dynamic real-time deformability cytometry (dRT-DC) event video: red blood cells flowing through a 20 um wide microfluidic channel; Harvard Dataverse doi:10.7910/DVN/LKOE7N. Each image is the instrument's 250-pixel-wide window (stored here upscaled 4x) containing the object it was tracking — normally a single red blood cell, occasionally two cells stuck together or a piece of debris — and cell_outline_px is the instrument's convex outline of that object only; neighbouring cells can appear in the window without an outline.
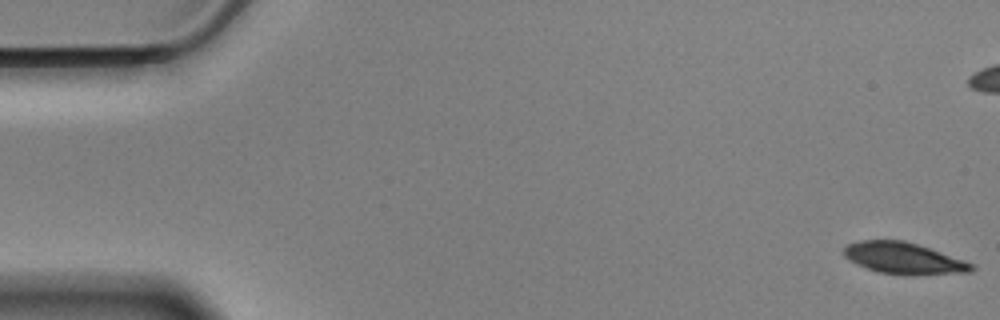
{"species": "Egyptian fruit bat (a non-hibernating species)", "species_latin": "Rousettus aegyptiacus", "temperature_condition": "cold", "stored_images_in_passage": 58, "camera_frame_rate_fps": 3000, "um_per_image_px": 0.085, "animal": {"sex": "male"}, "frame": {"image": 1, "passage_image": 1, "time_ms": 0.0, "image_size_px": [1000, 320], "cell_outline_px": [[976, 268], [972, 272], [916, 276], [912, 276], [880, 272], [856, 264], [848, 260], [844, 256], [844, 248], [848, 244], [860, 240], [904, 240], [976, 264]], "centroid_in_image_um": [76.86, 21.97], "position_along_channel_um": 8.1, "area_um2": 23.58}}
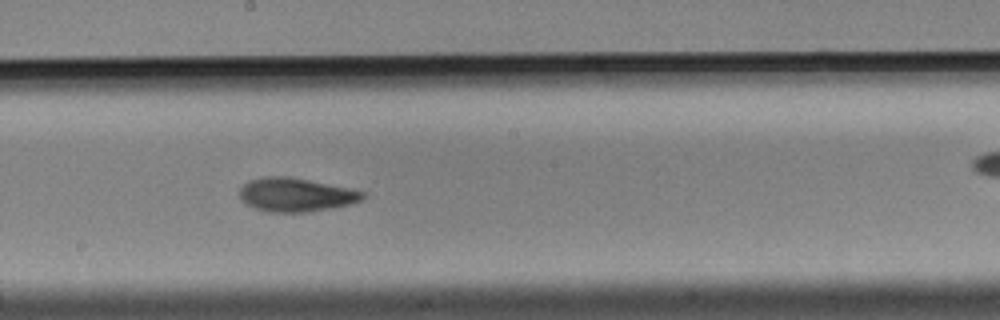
{"frame": {"image": 2, "passage_image": 31, "time_ms": 10.0, "image_size_px": [1000, 320], "cell_outline_px": [[364, 196], [360, 200], [352, 204], [332, 208], [308, 212], [268, 212], [244, 204], [240, 200], [240, 188], [248, 180], [264, 176], [288, 176], [348, 188], [364, 192]], "centroid_in_image_um": [25.09, 16.56], "position_along_channel_um": 223.1, "area_um2": 24.16}}
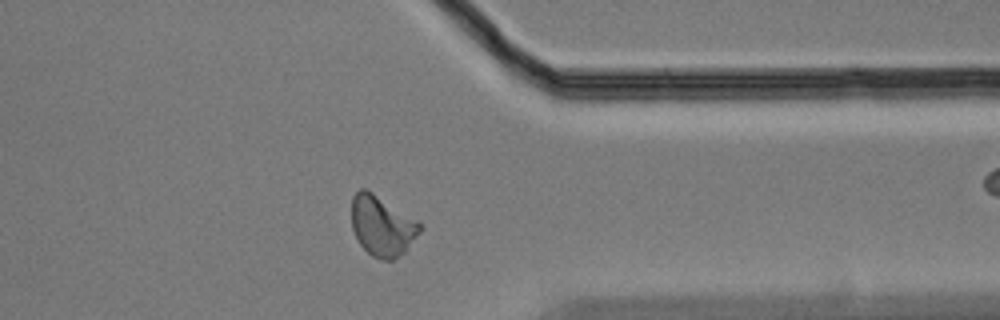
{"frame": {"image": 3, "passage_image": 45, "time_ms": 14.667, "image_size_px": [1000, 320], "cell_outline_px": [[420, 232], [404, 252], [400, 256], [392, 260], [380, 260], [372, 256], [360, 244], [352, 228], [352, 196], [360, 188], [364, 188], [372, 192], [420, 224]], "centroid_in_image_um": [32.43, 19.22], "position_along_channel_um": 379.0, "area_um2": 23.35}, "authors_computed_cell_mechanics": {"area_um2": 23.6402, "velocity_mm_per_s": 3.4922, "shape_relaxation_time_tau1_ms": 3.8167, "shape_relaxation_time_tau2_ms": 3.5372, "deformation_change_tau1": 0.1313, "deformation_change_tau2": 0.0909}}